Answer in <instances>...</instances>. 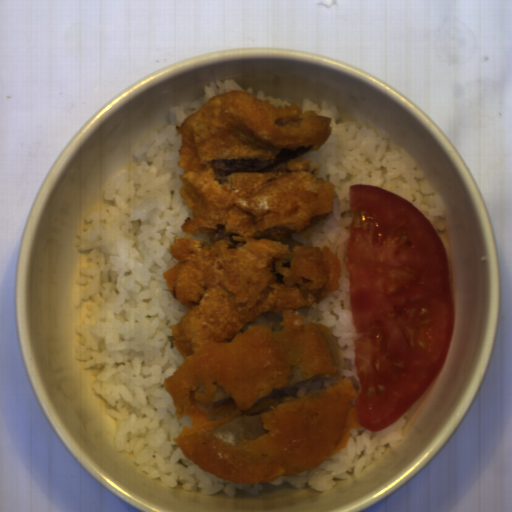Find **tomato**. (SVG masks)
Masks as SVG:
<instances>
[{"label":"tomato","instance_id":"1","mask_svg":"<svg viewBox=\"0 0 512 512\" xmlns=\"http://www.w3.org/2000/svg\"><path fill=\"white\" fill-rule=\"evenodd\" d=\"M346 264L362 427L383 431L434 385L456 317L445 245L427 215L375 184L349 186Z\"/></svg>","mask_w":512,"mask_h":512}]
</instances>
